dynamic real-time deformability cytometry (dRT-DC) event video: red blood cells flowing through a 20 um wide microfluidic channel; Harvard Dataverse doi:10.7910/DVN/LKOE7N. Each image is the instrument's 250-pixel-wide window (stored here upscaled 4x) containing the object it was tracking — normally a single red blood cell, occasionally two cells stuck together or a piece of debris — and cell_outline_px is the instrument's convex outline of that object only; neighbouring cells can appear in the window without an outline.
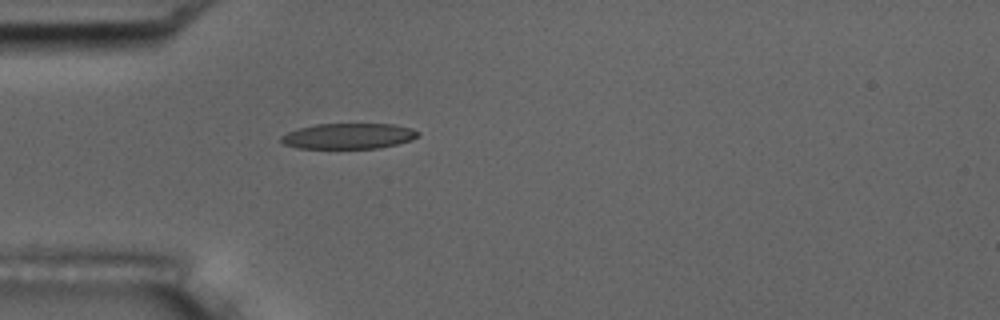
{"species": "common noctule bat (a hibernating species)", "species_latin": "Nyctalus noctula", "temperature_condition": "room temperature", "stored_images_in_passage": 3, "camera_frame_rate_fps": 3000, "um_per_image_px": 0.085, "animal": {"sex": "male", "body_mass_g": 17.5, "forearm_length_mm": 52.3}, "frame": {"image": 1, "passage_image": 3, "time_ms": 0.667, "image_size_px": [1000, 320], "cell_outline_px": [[420, 136], [412, 140], [396, 144], [376, 148], [300, 148], [284, 144], [280, 140], [280, 136], [296, 128], [316, 124], [392, 124], [412, 128], [420, 132]], "centroid_in_image_um": [29.63, 11.56], "position_along_channel_um": 55.4, "area_um2": 20.46}}